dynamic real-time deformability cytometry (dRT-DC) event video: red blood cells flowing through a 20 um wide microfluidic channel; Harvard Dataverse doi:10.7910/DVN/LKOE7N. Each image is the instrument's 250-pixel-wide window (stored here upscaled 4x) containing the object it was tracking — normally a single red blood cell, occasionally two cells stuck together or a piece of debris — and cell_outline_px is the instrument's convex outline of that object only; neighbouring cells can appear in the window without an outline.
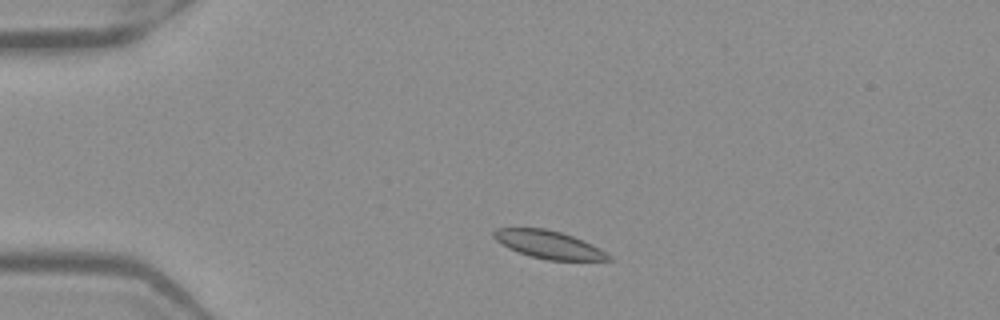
{"species": "Egyptian fruit bat (a non-hibernating species)", "species_latin": "Rousettus aegyptiacus", "temperature_condition": "warm", "stored_images_in_passage": 41, "camera_frame_rate_fps": 3000, "um_per_image_px": 0.085, "frame": {"image": 1, "passage_image": 1, "time_ms": 0.0, "image_size_px": [1000, 320], "cell_outline_px": [[616, 260], [548, 260], [532, 256], [508, 248], [496, 240], [492, 236], [492, 232], [496, 228], [544, 228], [560, 232], [572, 236], [592, 244], [612, 256]], "centroid_in_image_um": [46.65, 20.79], "position_along_channel_um": 38.4, "area_um2": 18.44}}
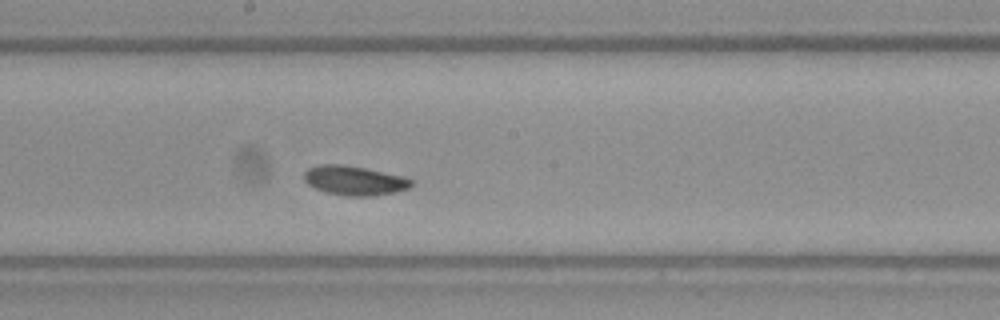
{"frame": {"image": 2, "passage_image": 18, "time_ms": 5.667, "image_size_px": [1000, 320], "cell_outline_px": [[412, 184], [408, 188], [392, 192], [372, 196], [348, 196], [328, 192], [316, 188], [308, 184], [304, 180], [304, 172], [308, 168], [320, 164], [344, 164], [404, 176], [412, 180]], "centroid_in_image_um": [30.1, 15.33], "position_along_channel_um": 218.1, "area_um2": 18.15}}
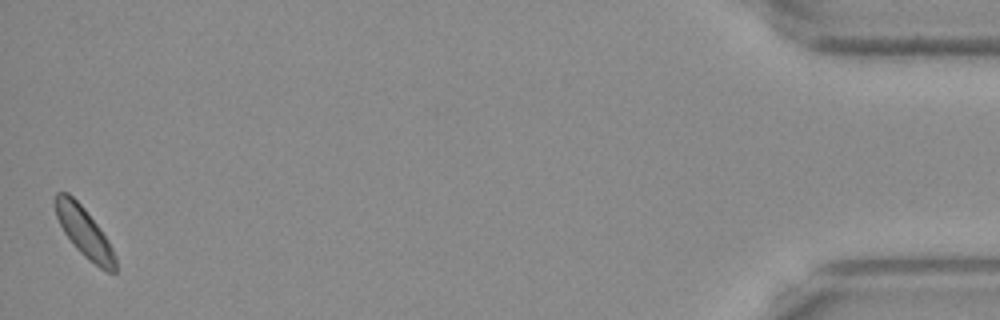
{"frame": {"image": 3, "passage_image": 41, "time_ms": 13.333, "image_size_px": [1000, 320], "cell_outline_px": [[116, 272], [108, 272], [100, 268], [84, 256], [72, 244], [64, 232], [56, 216], [52, 200], [56, 192], [68, 192], [84, 208], [108, 240], [116, 256]], "centroid_in_image_um": [7.13, 19.71], "position_along_channel_um": 428.1, "area_um2": 17.4}, "authors_computed_cell_mechanics": {"area_um2": 17.9758, "velocity_mm_per_s": 3.8852, "shape_relaxation_time_tau1_ms": 6.4414, "shape_relaxation_time_tau2_ms": null, "deformation_change_tau1": 0.0981, "deformation_change_tau2": null}}